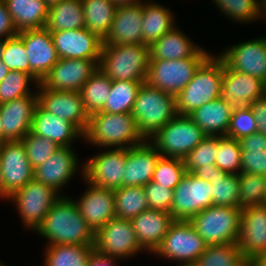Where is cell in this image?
Wrapping results in <instances>:
<instances>
[{"label": "cell", "mask_w": 266, "mask_h": 266, "mask_svg": "<svg viewBox=\"0 0 266 266\" xmlns=\"http://www.w3.org/2000/svg\"><path fill=\"white\" fill-rule=\"evenodd\" d=\"M248 260L236 243L207 245L197 259L198 266H245Z\"/></svg>", "instance_id": "ab89813d"}, {"label": "cell", "mask_w": 266, "mask_h": 266, "mask_svg": "<svg viewBox=\"0 0 266 266\" xmlns=\"http://www.w3.org/2000/svg\"><path fill=\"white\" fill-rule=\"evenodd\" d=\"M260 17H265L266 15V0H261V4H260ZM263 11V12H262ZM264 15V16H263Z\"/></svg>", "instance_id": "6125c7cd"}, {"label": "cell", "mask_w": 266, "mask_h": 266, "mask_svg": "<svg viewBox=\"0 0 266 266\" xmlns=\"http://www.w3.org/2000/svg\"><path fill=\"white\" fill-rule=\"evenodd\" d=\"M175 26L169 9L155 2L143 3L142 44L150 47Z\"/></svg>", "instance_id": "1f68e13d"}, {"label": "cell", "mask_w": 266, "mask_h": 266, "mask_svg": "<svg viewBox=\"0 0 266 266\" xmlns=\"http://www.w3.org/2000/svg\"><path fill=\"white\" fill-rule=\"evenodd\" d=\"M219 57L227 68L256 76L266 83L265 37L233 45Z\"/></svg>", "instance_id": "ac0fdd59"}, {"label": "cell", "mask_w": 266, "mask_h": 266, "mask_svg": "<svg viewBox=\"0 0 266 266\" xmlns=\"http://www.w3.org/2000/svg\"><path fill=\"white\" fill-rule=\"evenodd\" d=\"M93 245H48L44 266H87Z\"/></svg>", "instance_id": "74e56055"}, {"label": "cell", "mask_w": 266, "mask_h": 266, "mask_svg": "<svg viewBox=\"0 0 266 266\" xmlns=\"http://www.w3.org/2000/svg\"><path fill=\"white\" fill-rule=\"evenodd\" d=\"M93 247L102 254L118 259L143 251L130 220L116 216L95 232Z\"/></svg>", "instance_id": "7c38bea8"}, {"label": "cell", "mask_w": 266, "mask_h": 266, "mask_svg": "<svg viewBox=\"0 0 266 266\" xmlns=\"http://www.w3.org/2000/svg\"><path fill=\"white\" fill-rule=\"evenodd\" d=\"M0 169L4 189L9 195L34 179V169L21 141L0 143Z\"/></svg>", "instance_id": "e0dca14e"}, {"label": "cell", "mask_w": 266, "mask_h": 266, "mask_svg": "<svg viewBox=\"0 0 266 266\" xmlns=\"http://www.w3.org/2000/svg\"><path fill=\"white\" fill-rule=\"evenodd\" d=\"M241 211L237 207L213 205L199 212L189 222L207 245L236 243Z\"/></svg>", "instance_id": "ba28073f"}, {"label": "cell", "mask_w": 266, "mask_h": 266, "mask_svg": "<svg viewBox=\"0 0 266 266\" xmlns=\"http://www.w3.org/2000/svg\"><path fill=\"white\" fill-rule=\"evenodd\" d=\"M241 145V173L266 176V135L255 132L239 140Z\"/></svg>", "instance_id": "836d02e7"}, {"label": "cell", "mask_w": 266, "mask_h": 266, "mask_svg": "<svg viewBox=\"0 0 266 266\" xmlns=\"http://www.w3.org/2000/svg\"><path fill=\"white\" fill-rule=\"evenodd\" d=\"M38 85L37 81L28 73L23 71H9L0 83V104L18 99L27 95H35L31 93L28 82Z\"/></svg>", "instance_id": "ee69618b"}, {"label": "cell", "mask_w": 266, "mask_h": 266, "mask_svg": "<svg viewBox=\"0 0 266 266\" xmlns=\"http://www.w3.org/2000/svg\"><path fill=\"white\" fill-rule=\"evenodd\" d=\"M36 87L38 104L56 117L74 124L83 134L85 133L89 114L85 111L79 91H54L45 88L41 83Z\"/></svg>", "instance_id": "5bb4252c"}, {"label": "cell", "mask_w": 266, "mask_h": 266, "mask_svg": "<svg viewBox=\"0 0 266 266\" xmlns=\"http://www.w3.org/2000/svg\"><path fill=\"white\" fill-rule=\"evenodd\" d=\"M83 138L95 146L106 148L114 146L130 148L146 140L138 131L132 114H113L103 111L89 115L88 127Z\"/></svg>", "instance_id": "7a4b0ae2"}, {"label": "cell", "mask_w": 266, "mask_h": 266, "mask_svg": "<svg viewBox=\"0 0 266 266\" xmlns=\"http://www.w3.org/2000/svg\"><path fill=\"white\" fill-rule=\"evenodd\" d=\"M60 59L100 60L103 42L86 28L51 32Z\"/></svg>", "instance_id": "d6986e66"}, {"label": "cell", "mask_w": 266, "mask_h": 266, "mask_svg": "<svg viewBox=\"0 0 266 266\" xmlns=\"http://www.w3.org/2000/svg\"><path fill=\"white\" fill-rule=\"evenodd\" d=\"M85 28L103 39L113 22L117 7L109 0H82Z\"/></svg>", "instance_id": "e575fe53"}, {"label": "cell", "mask_w": 266, "mask_h": 266, "mask_svg": "<svg viewBox=\"0 0 266 266\" xmlns=\"http://www.w3.org/2000/svg\"><path fill=\"white\" fill-rule=\"evenodd\" d=\"M266 205V177L260 174H239L238 208Z\"/></svg>", "instance_id": "60d3db41"}, {"label": "cell", "mask_w": 266, "mask_h": 266, "mask_svg": "<svg viewBox=\"0 0 266 266\" xmlns=\"http://www.w3.org/2000/svg\"><path fill=\"white\" fill-rule=\"evenodd\" d=\"M20 141L24 145L33 169L45 162L60 147L57 143L33 134L31 131Z\"/></svg>", "instance_id": "c3c4849f"}, {"label": "cell", "mask_w": 266, "mask_h": 266, "mask_svg": "<svg viewBox=\"0 0 266 266\" xmlns=\"http://www.w3.org/2000/svg\"><path fill=\"white\" fill-rule=\"evenodd\" d=\"M200 48L192 57L175 60H150L146 83L155 89L174 95L192 80L200 65L210 56Z\"/></svg>", "instance_id": "8992f818"}, {"label": "cell", "mask_w": 266, "mask_h": 266, "mask_svg": "<svg viewBox=\"0 0 266 266\" xmlns=\"http://www.w3.org/2000/svg\"><path fill=\"white\" fill-rule=\"evenodd\" d=\"M131 114L138 131L149 139L178 114L176 97L144 82L138 90Z\"/></svg>", "instance_id": "5b68a950"}, {"label": "cell", "mask_w": 266, "mask_h": 266, "mask_svg": "<svg viewBox=\"0 0 266 266\" xmlns=\"http://www.w3.org/2000/svg\"><path fill=\"white\" fill-rule=\"evenodd\" d=\"M227 18L242 23L260 18L261 0H213Z\"/></svg>", "instance_id": "f6af8a7d"}, {"label": "cell", "mask_w": 266, "mask_h": 266, "mask_svg": "<svg viewBox=\"0 0 266 266\" xmlns=\"http://www.w3.org/2000/svg\"><path fill=\"white\" fill-rule=\"evenodd\" d=\"M4 44H5V39L2 40L0 38V60H1L2 54H3Z\"/></svg>", "instance_id": "03108f58"}, {"label": "cell", "mask_w": 266, "mask_h": 266, "mask_svg": "<svg viewBox=\"0 0 266 266\" xmlns=\"http://www.w3.org/2000/svg\"><path fill=\"white\" fill-rule=\"evenodd\" d=\"M116 260H118L116 257L102 254L93 249L88 257L87 266H115Z\"/></svg>", "instance_id": "11a10c76"}, {"label": "cell", "mask_w": 266, "mask_h": 266, "mask_svg": "<svg viewBox=\"0 0 266 266\" xmlns=\"http://www.w3.org/2000/svg\"><path fill=\"white\" fill-rule=\"evenodd\" d=\"M241 157V145L239 140L228 136H219L215 165L220 170L228 174H240Z\"/></svg>", "instance_id": "b9f144b4"}, {"label": "cell", "mask_w": 266, "mask_h": 266, "mask_svg": "<svg viewBox=\"0 0 266 266\" xmlns=\"http://www.w3.org/2000/svg\"><path fill=\"white\" fill-rule=\"evenodd\" d=\"M71 147H59L45 162L34 168V180L57 192L74 177L78 159Z\"/></svg>", "instance_id": "484cf974"}, {"label": "cell", "mask_w": 266, "mask_h": 266, "mask_svg": "<svg viewBox=\"0 0 266 266\" xmlns=\"http://www.w3.org/2000/svg\"><path fill=\"white\" fill-rule=\"evenodd\" d=\"M266 94V84L256 76L231 70L224 64L221 98L233 107L250 106Z\"/></svg>", "instance_id": "7402d4cb"}, {"label": "cell", "mask_w": 266, "mask_h": 266, "mask_svg": "<svg viewBox=\"0 0 266 266\" xmlns=\"http://www.w3.org/2000/svg\"><path fill=\"white\" fill-rule=\"evenodd\" d=\"M260 265L266 266V250L255 259Z\"/></svg>", "instance_id": "94428289"}, {"label": "cell", "mask_w": 266, "mask_h": 266, "mask_svg": "<svg viewBox=\"0 0 266 266\" xmlns=\"http://www.w3.org/2000/svg\"><path fill=\"white\" fill-rule=\"evenodd\" d=\"M211 184L213 205L238 208L239 174L218 175Z\"/></svg>", "instance_id": "7bdbcfd3"}, {"label": "cell", "mask_w": 266, "mask_h": 266, "mask_svg": "<svg viewBox=\"0 0 266 266\" xmlns=\"http://www.w3.org/2000/svg\"><path fill=\"white\" fill-rule=\"evenodd\" d=\"M100 60L60 59L40 82L54 91H79L98 70Z\"/></svg>", "instance_id": "2e32d148"}, {"label": "cell", "mask_w": 266, "mask_h": 266, "mask_svg": "<svg viewBox=\"0 0 266 266\" xmlns=\"http://www.w3.org/2000/svg\"><path fill=\"white\" fill-rule=\"evenodd\" d=\"M180 266H198L196 263L180 264Z\"/></svg>", "instance_id": "a7ac6f4b"}, {"label": "cell", "mask_w": 266, "mask_h": 266, "mask_svg": "<svg viewBox=\"0 0 266 266\" xmlns=\"http://www.w3.org/2000/svg\"><path fill=\"white\" fill-rule=\"evenodd\" d=\"M236 244L248 261L255 260L266 250V205L241 211Z\"/></svg>", "instance_id": "ffe728a7"}, {"label": "cell", "mask_w": 266, "mask_h": 266, "mask_svg": "<svg viewBox=\"0 0 266 266\" xmlns=\"http://www.w3.org/2000/svg\"><path fill=\"white\" fill-rule=\"evenodd\" d=\"M116 217L131 220L149 209L142 186H122L114 190Z\"/></svg>", "instance_id": "8d00e7d4"}, {"label": "cell", "mask_w": 266, "mask_h": 266, "mask_svg": "<svg viewBox=\"0 0 266 266\" xmlns=\"http://www.w3.org/2000/svg\"><path fill=\"white\" fill-rule=\"evenodd\" d=\"M9 68L0 60V83L9 73Z\"/></svg>", "instance_id": "680465c9"}, {"label": "cell", "mask_w": 266, "mask_h": 266, "mask_svg": "<svg viewBox=\"0 0 266 266\" xmlns=\"http://www.w3.org/2000/svg\"><path fill=\"white\" fill-rule=\"evenodd\" d=\"M146 139L142 144L126 148L123 186L147 185L153 178L156 164L161 157L153 144Z\"/></svg>", "instance_id": "d4e9b609"}, {"label": "cell", "mask_w": 266, "mask_h": 266, "mask_svg": "<svg viewBox=\"0 0 266 266\" xmlns=\"http://www.w3.org/2000/svg\"><path fill=\"white\" fill-rule=\"evenodd\" d=\"M28 60L24 42L18 35L5 40L1 61L10 71H23L30 74Z\"/></svg>", "instance_id": "681fc988"}, {"label": "cell", "mask_w": 266, "mask_h": 266, "mask_svg": "<svg viewBox=\"0 0 266 266\" xmlns=\"http://www.w3.org/2000/svg\"><path fill=\"white\" fill-rule=\"evenodd\" d=\"M30 65V75L39 84L58 62L59 57L54 46L51 32L46 28L20 31Z\"/></svg>", "instance_id": "9a60e30c"}, {"label": "cell", "mask_w": 266, "mask_h": 266, "mask_svg": "<svg viewBox=\"0 0 266 266\" xmlns=\"http://www.w3.org/2000/svg\"><path fill=\"white\" fill-rule=\"evenodd\" d=\"M197 178L212 181L218 175H227L228 173L220 170L216 165H208L197 168L193 173Z\"/></svg>", "instance_id": "9f6ffc18"}, {"label": "cell", "mask_w": 266, "mask_h": 266, "mask_svg": "<svg viewBox=\"0 0 266 266\" xmlns=\"http://www.w3.org/2000/svg\"><path fill=\"white\" fill-rule=\"evenodd\" d=\"M31 132L57 143L60 147H71L74 139L84 137L74 124L56 117L39 104L34 111Z\"/></svg>", "instance_id": "83f0119b"}, {"label": "cell", "mask_w": 266, "mask_h": 266, "mask_svg": "<svg viewBox=\"0 0 266 266\" xmlns=\"http://www.w3.org/2000/svg\"><path fill=\"white\" fill-rule=\"evenodd\" d=\"M185 173L183 159L161 156L156 164L152 181L174 190Z\"/></svg>", "instance_id": "bcb514c9"}, {"label": "cell", "mask_w": 266, "mask_h": 266, "mask_svg": "<svg viewBox=\"0 0 266 266\" xmlns=\"http://www.w3.org/2000/svg\"><path fill=\"white\" fill-rule=\"evenodd\" d=\"M223 74V60L219 56L210 55L176 96L178 115H190L195 109L220 98Z\"/></svg>", "instance_id": "3957f363"}, {"label": "cell", "mask_w": 266, "mask_h": 266, "mask_svg": "<svg viewBox=\"0 0 266 266\" xmlns=\"http://www.w3.org/2000/svg\"><path fill=\"white\" fill-rule=\"evenodd\" d=\"M85 194L75 203L81 216L95 233L116 216L114 190L97 187L89 182Z\"/></svg>", "instance_id": "cb8c5ba5"}, {"label": "cell", "mask_w": 266, "mask_h": 266, "mask_svg": "<svg viewBox=\"0 0 266 266\" xmlns=\"http://www.w3.org/2000/svg\"><path fill=\"white\" fill-rule=\"evenodd\" d=\"M111 1L116 7L118 6H128V5H136L142 3L141 0H109Z\"/></svg>", "instance_id": "6f0895ef"}, {"label": "cell", "mask_w": 266, "mask_h": 266, "mask_svg": "<svg viewBox=\"0 0 266 266\" xmlns=\"http://www.w3.org/2000/svg\"><path fill=\"white\" fill-rule=\"evenodd\" d=\"M48 245H94V232L81 216L77 204L61 196L35 230Z\"/></svg>", "instance_id": "6da1fadb"}, {"label": "cell", "mask_w": 266, "mask_h": 266, "mask_svg": "<svg viewBox=\"0 0 266 266\" xmlns=\"http://www.w3.org/2000/svg\"><path fill=\"white\" fill-rule=\"evenodd\" d=\"M58 193L54 188L33 179L12 193L9 199L15 202L25 227L35 231L60 199L61 195Z\"/></svg>", "instance_id": "8fae6325"}, {"label": "cell", "mask_w": 266, "mask_h": 266, "mask_svg": "<svg viewBox=\"0 0 266 266\" xmlns=\"http://www.w3.org/2000/svg\"><path fill=\"white\" fill-rule=\"evenodd\" d=\"M219 136H206L183 160L186 172L193 173L197 168L215 165Z\"/></svg>", "instance_id": "7dc6e473"}, {"label": "cell", "mask_w": 266, "mask_h": 266, "mask_svg": "<svg viewBox=\"0 0 266 266\" xmlns=\"http://www.w3.org/2000/svg\"><path fill=\"white\" fill-rule=\"evenodd\" d=\"M37 104V94L27 95L0 104L2 142L20 141L31 131Z\"/></svg>", "instance_id": "44dd1931"}, {"label": "cell", "mask_w": 266, "mask_h": 266, "mask_svg": "<svg viewBox=\"0 0 266 266\" xmlns=\"http://www.w3.org/2000/svg\"><path fill=\"white\" fill-rule=\"evenodd\" d=\"M250 108L254 114L257 132L266 135V94L255 99L251 103Z\"/></svg>", "instance_id": "db71d44e"}, {"label": "cell", "mask_w": 266, "mask_h": 266, "mask_svg": "<svg viewBox=\"0 0 266 266\" xmlns=\"http://www.w3.org/2000/svg\"><path fill=\"white\" fill-rule=\"evenodd\" d=\"M143 188L149 209L163 210L170 213L174 195L173 189H168L166 186L159 185L152 180Z\"/></svg>", "instance_id": "816d5d0a"}, {"label": "cell", "mask_w": 266, "mask_h": 266, "mask_svg": "<svg viewBox=\"0 0 266 266\" xmlns=\"http://www.w3.org/2000/svg\"><path fill=\"white\" fill-rule=\"evenodd\" d=\"M143 3L118 6L103 46L142 44Z\"/></svg>", "instance_id": "603a6c76"}, {"label": "cell", "mask_w": 266, "mask_h": 266, "mask_svg": "<svg viewBox=\"0 0 266 266\" xmlns=\"http://www.w3.org/2000/svg\"><path fill=\"white\" fill-rule=\"evenodd\" d=\"M206 247L207 243L189 221H174L153 253L179 261L180 265L196 263Z\"/></svg>", "instance_id": "9c48e42d"}, {"label": "cell", "mask_w": 266, "mask_h": 266, "mask_svg": "<svg viewBox=\"0 0 266 266\" xmlns=\"http://www.w3.org/2000/svg\"><path fill=\"white\" fill-rule=\"evenodd\" d=\"M233 106L221 97L195 109L188 115L207 136H226Z\"/></svg>", "instance_id": "f1b7e54d"}, {"label": "cell", "mask_w": 266, "mask_h": 266, "mask_svg": "<svg viewBox=\"0 0 266 266\" xmlns=\"http://www.w3.org/2000/svg\"><path fill=\"white\" fill-rule=\"evenodd\" d=\"M207 135L188 115H176L149 140L161 156L184 159Z\"/></svg>", "instance_id": "52a82bcc"}, {"label": "cell", "mask_w": 266, "mask_h": 266, "mask_svg": "<svg viewBox=\"0 0 266 266\" xmlns=\"http://www.w3.org/2000/svg\"><path fill=\"white\" fill-rule=\"evenodd\" d=\"M18 32L44 28L49 7L42 0H4Z\"/></svg>", "instance_id": "f546056e"}, {"label": "cell", "mask_w": 266, "mask_h": 266, "mask_svg": "<svg viewBox=\"0 0 266 266\" xmlns=\"http://www.w3.org/2000/svg\"><path fill=\"white\" fill-rule=\"evenodd\" d=\"M245 266H262L256 260H249L246 262Z\"/></svg>", "instance_id": "e7e4bbea"}, {"label": "cell", "mask_w": 266, "mask_h": 266, "mask_svg": "<svg viewBox=\"0 0 266 266\" xmlns=\"http://www.w3.org/2000/svg\"><path fill=\"white\" fill-rule=\"evenodd\" d=\"M212 184L186 172L174 188L170 213L175 221H190L199 212L213 206Z\"/></svg>", "instance_id": "30bf717a"}, {"label": "cell", "mask_w": 266, "mask_h": 266, "mask_svg": "<svg viewBox=\"0 0 266 266\" xmlns=\"http://www.w3.org/2000/svg\"><path fill=\"white\" fill-rule=\"evenodd\" d=\"M112 80L98 69L79 90L85 111L91 115L103 109Z\"/></svg>", "instance_id": "d590c367"}, {"label": "cell", "mask_w": 266, "mask_h": 266, "mask_svg": "<svg viewBox=\"0 0 266 266\" xmlns=\"http://www.w3.org/2000/svg\"><path fill=\"white\" fill-rule=\"evenodd\" d=\"M171 213L148 209L130 220L142 249L153 253L174 223Z\"/></svg>", "instance_id": "4316f807"}, {"label": "cell", "mask_w": 266, "mask_h": 266, "mask_svg": "<svg viewBox=\"0 0 266 266\" xmlns=\"http://www.w3.org/2000/svg\"><path fill=\"white\" fill-rule=\"evenodd\" d=\"M150 48L144 44L102 46L98 69L112 81H146Z\"/></svg>", "instance_id": "277c9868"}, {"label": "cell", "mask_w": 266, "mask_h": 266, "mask_svg": "<svg viewBox=\"0 0 266 266\" xmlns=\"http://www.w3.org/2000/svg\"><path fill=\"white\" fill-rule=\"evenodd\" d=\"M126 148H114L91 157L83 164L84 180L101 188L116 190L123 186Z\"/></svg>", "instance_id": "4fadbf2b"}, {"label": "cell", "mask_w": 266, "mask_h": 266, "mask_svg": "<svg viewBox=\"0 0 266 266\" xmlns=\"http://www.w3.org/2000/svg\"><path fill=\"white\" fill-rule=\"evenodd\" d=\"M18 31L13 22L12 16L8 12L4 0H0V37L1 39H8L18 35ZM5 37V38H2Z\"/></svg>", "instance_id": "f5cc1de1"}, {"label": "cell", "mask_w": 266, "mask_h": 266, "mask_svg": "<svg viewBox=\"0 0 266 266\" xmlns=\"http://www.w3.org/2000/svg\"><path fill=\"white\" fill-rule=\"evenodd\" d=\"M0 143H2V122H1V116H0Z\"/></svg>", "instance_id": "003e7915"}, {"label": "cell", "mask_w": 266, "mask_h": 266, "mask_svg": "<svg viewBox=\"0 0 266 266\" xmlns=\"http://www.w3.org/2000/svg\"><path fill=\"white\" fill-rule=\"evenodd\" d=\"M149 48L150 60H175L192 57L201 47L196 46L175 26Z\"/></svg>", "instance_id": "4dcf8cb0"}, {"label": "cell", "mask_w": 266, "mask_h": 266, "mask_svg": "<svg viewBox=\"0 0 266 266\" xmlns=\"http://www.w3.org/2000/svg\"><path fill=\"white\" fill-rule=\"evenodd\" d=\"M9 194L5 191L4 189V184H3V180H2V172H1V169H0V198L2 197L3 198H7L9 200Z\"/></svg>", "instance_id": "91938a15"}, {"label": "cell", "mask_w": 266, "mask_h": 266, "mask_svg": "<svg viewBox=\"0 0 266 266\" xmlns=\"http://www.w3.org/2000/svg\"><path fill=\"white\" fill-rule=\"evenodd\" d=\"M255 132L257 125L250 106L233 107L226 136L240 140Z\"/></svg>", "instance_id": "f907efd6"}, {"label": "cell", "mask_w": 266, "mask_h": 266, "mask_svg": "<svg viewBox=\"0 0 266 266\" xmlns=\"http://www.w3.org/2000/svg\"><path fill=\"white\" fill-rule=\"evenodd\" d=\"M144 82L112 81L109 97L101 111L113 114H131L138 90Z\"/></svg>", "instance_id": "f35d334b"}, {"label": "cell", "mask_w": 266, "mask_h": 266, "mask_svg": "<svg viewBox=\"0 0 266 266\" xmlns=\"http://www.w3.org/2000/svg\"><path fill=\"white\" fill-rule=\"evenodd\" d=\"M45 2V4L50 8L51 6H54L57 4L60 0H42Z\"/></svg>", "instance_id": "be15d7a7"}, {"label": "cell", "mask_w": 266, "mask_h": 266, "mask_svg": "<svg viewBox=\"0 0 266 266\" xmlns=\"http://www.w3.org/2000/svg\"><path fill=\"white\" fill-rule=\"evenodd\" d=\"M45 27L50 32L85 28L82 0H60L51 6Z\"/></svg>", "instance_id": "d6a6232c"}]
</instances>
